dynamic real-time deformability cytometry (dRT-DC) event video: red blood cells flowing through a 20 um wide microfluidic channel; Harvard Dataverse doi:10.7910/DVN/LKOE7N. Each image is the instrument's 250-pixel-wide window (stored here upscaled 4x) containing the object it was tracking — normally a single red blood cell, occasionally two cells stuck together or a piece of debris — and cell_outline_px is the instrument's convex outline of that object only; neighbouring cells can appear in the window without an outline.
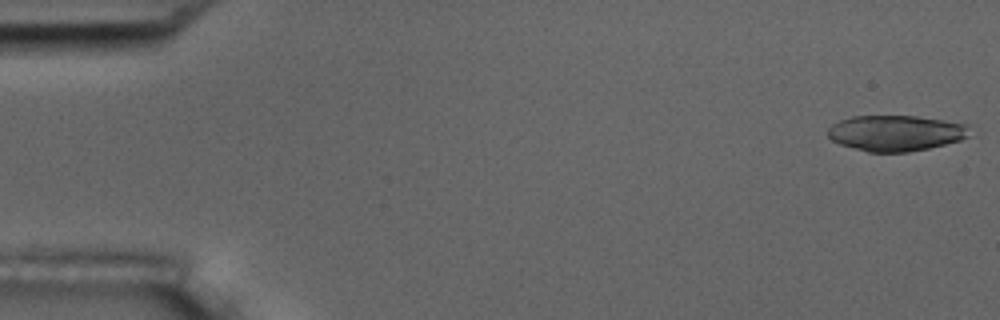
{"species": "common noctule bat (a hibernating species)", "species_latin": "Nyctalus noctula", "temperature_condition": "room temperature", "stored_images_in_passage": 28, "camera_frame_rate_fps": 3000, "um_per_image_px": 0.085, "animal": {"sex": "male", "body_mass_g": 17.5, "forearm_length_mm": 52.3}, "frame": {"image": 1, "passage_image": 1, "time_ms": 0.0, "image_size_px": [1000, 320], "cell_outline_px": [[968, 136], [960, 140], [928, 148], [908, 152], [868, 152], [840, 144], [832, 140], [828, 136], [828, 128], [832, 124], [840, 120], [852, 116], [916, 116], [968, 124]], "centroid_in_image_um": [76.11, 11.31], "position_along_channel_um": 8.9, "area_um2": 29.36}}
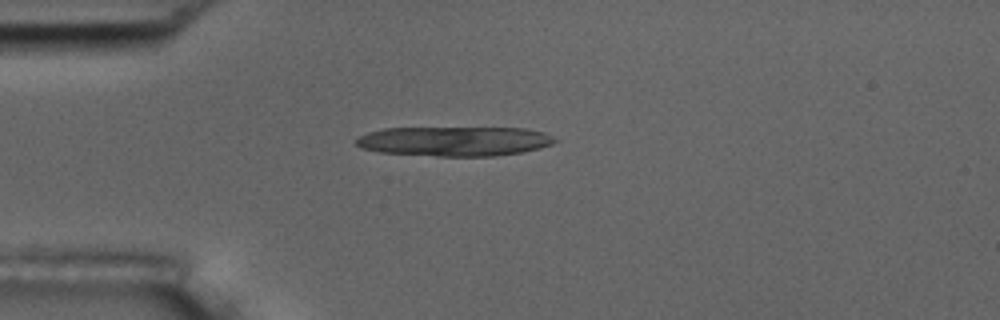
{"frame": {"image": 2, "passage_image": 14, "time_ms": 4.333, "image_size_px": [1000, 320], "cell_outline_px": [[560, 140], [552, 144], [540, 148], [520, 152], [496, 156], [436, 156], [380, 152], [360, 148], [356, 144], [356, 140], [360, 136], [368, 132], [384, 128], [524, 128], [544, 132]], "centroid_in_image_um": [38.65, 12.0], "position_along_channel_um": 46.4, "area_um2": 34.33}}